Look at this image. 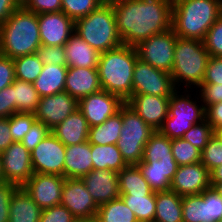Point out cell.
Instances as JSON below:
<instances>
[{"label":"cell","mask_w":222,"mask_h":222,"mask_svg":"<svg viewBox=\"0 0 222 222\" xmlns=\"http://www.w3.org/2000/svg\"><path fill=\"white\" fill-rule=\"evenodd\" d=\"M172 0H120L113 2L123 45L137 46L152 35L171 28Z\"/></svg>","instance_id":"cell-1"},{"label":"cell","mask_w":222,"mask_h":222,"mask_svg":"<svg viewBox=\"0 0 222 222\" xmlns=\"http://www.w3.org/2000/svg\"><path fill=\"white\" fill-rule=\"evenodd\" d=\"M222 15V0H173L171 28L180 38L204 41Z\"/></svg>","instance_id":"cell-2"},{"label":"cell","mask_w":222,"mask_h":222,"mask_svg":"<svg viewBox=\"0 0 222 222\" xmlns=\"http://www.w3.org/2000/svg\"><path fill=\"white\" fill-rule=\"evenodd\" d=\"M137 58L136 47L123 44L100 53L97 69L102 90L117 95L126 102L132 96L133 71Z\"/></svg>","instance_id":"cell-3"},{"label":"cell","mask_w":222,"mask_h":222,"mask_svg":"<svg viewBox=\"0 0 222 222\" xmlns=\"http://www.w3.org/2000/svg\"><path fill=\"white\" fill-rule=\"evenodd\" d=\"M41 46L38 17L25 8H17L0 25V54L11 59L37 53Z\"/></svg>","instance_id":"cell-4"},{"label":"cell","mask_w":222,"mask_h":222,"mask_svg":"<svg viewBox=\"0 0 222 222\" xmlns=\"http://www.w3.org/2000/svg\"><path fill=\"white\" fill-rule=\"evenodd\" d=\"M74 31L99 53L123 44L118 33L112 4H101L89 15L74 21Z\"/></svg>","instance_id":"cell-5"},{"label":"cell","mask_w":222,"mask_h":222,"mask_svg":"<svg viewBox=\"0 0 222 222\" xmlns=\"http://www.w3.org/2000/svg\"><path fill=\"white\" fill-rule=\"evenodd\" d=\"M210 54L204 42L177 37L171 76L177 89L184 83L186 90L202 84ZM192 85V86H191ZM189 87V88H188Z\"/></svg>","instance_id":"cell-6"},{"label":"cell","mask_w":222,"mask_h":222,"mask_svg":"<svg viewBox=\"0 0 222 222\" xmlns=\"http://www.w3.org/2000/svg\"><path fill=\"white\" fill-rule=\"evenodd\" d=\"M179 90L171 95L168 116L158 130L169 139L182 138L193 125L205 120L203 103L198 105L196 101H192L189 90L185 89L184 95H180Z\"/></svg>","instance_id":"cell-7"},{"label":"cell","mask_w":222,"mask_h":222,"mask_svg":"<svg viewBox=\"0 0 222 222\" xmlns=\"http://www.w3.org/2000/svg\"><path fill=\"white\" fill-rule=\"evenodd\" d=\"M122 123L123 127L116 146L127 165H137L143 159L147 141L156 130L126 103L122 106Z\"/></svg>","instance_id":"cell-8"},{"label":"cell","mask_w":222,"mask_h":222,"mask_svg":"<svg viewBox=\"0 0 222 222\" xmlns=\"http://www.w3.org/2000/svg\"><path fill=\"white\" fill-rule=\"evenodd\" d=\"M176 90L169 72L154 68L137 58L133 71L132 95L171 97Z\"/></svg>","instance_id":"cell-9"},{"label":"cell","mask_w":222,"mask_h":222,"mask_svg":"<svg viewBox=\"0 0 222 222\" xmlns=\"http://www.w3.org/2000/svg\"><path fill=\"white\" fill-rule=\"evenodd\" d=\"M177 37L172 28L152 35L135 46L138 58L154 68L171 73Z\"/></svg>","instance_id":"cell-10"},{"label":"cell","mask_w":222,"mask_h":222,"mask_svg":"<svg viewBox=\"0 0 222 222\" xmlns=\"http://www.w3.org/2000/svg\"><path fill=\"white\" fill-rule=\"evenodd\" d=\"M66 146L51 132L31 151L34 173L64 177Z\"/></svg>","instance_id":"cell-11"},{"label":"cell","mask_w":222,"mask_h":222,"mask_svg":"<svg viewBox=\"0 0 222 222\" xmlns=\"http://www.w3.org/2000/svg\"><path fill=\"white\" fill-rule=\"evenodd\" d=\"M60 204L84 222H94L99 208L79 178H65Z\"/></svg>","instance_id":"cell-12"},{"label":"cell","mask_w":222,"mask_h":222,"mask_svg":"<svg viewBox=\"0 0 222 222\" xmlns=\"http://www.w3.org/2000/svg\"><path fill=\"white\" fill-rule=\"evenodd\" d=\"M0 156L4 181L22 187L34 174L31 152L21 142H13Z\"/></svg>","instance_id":"cell-13"},{"label":"cell","mask_w":222,"mask_h":222,"mask_svg":"<svg viewBox=\"0 0 222 222\" xmlns=\"http://www.w3.org/2000/svg\"><path fill=\"white\" fill-rule=\"evenodd\" d=\"M124 104L119 96L100 90L79 100L78 109L84 115L89 127H93L115 115Z\"/></svg>","instance_id":"cell-14"},{"label":"cell","mask_w":222,"mask_h":222,"mask_svg":"<svg viewBox=\"0 0 222 222\" xmlns=\"http://www.w3.org/2000/svg\"><path fill=\"white\" fill-rule=\"evenodd\" d=\"M64 182L60 175L34 173L22 188L43 210L61 203Z\"/></svg>","instance_id":"cell-15"},{"label":"cell","mask_w":222,"mask_h":222,"mask_svg":"<svg viewBox=\"0 0 222 222\" xmlns=\"http://www.w3.org/2000/svg\"><path fill=\"white\" fill-rule=\"evenodd\" d=\"M209 188L210 172L201 162L178 166L170 186L181 197L201 194Z\"/></svg>","instance_id":"cell-16"},{"label":"cell","mask_w":222,"mask_h":222,"mask_svg":"<svg viewBox=\"0 0 222 222\" xmlns=\"http://www.w3.org/2000/svg\"><path fill=\"white\" fill-rule=\"evenodd\" d=\"M78 109V101L66 91L39 99L35 118L50 130Z\"/></svg>","instance_id":"cell-17"},{"label":"cell","mask_w":222,"mask_h":222,"mask_svg":"<svg viewBox=\"0 0 222 222\" xmlns=\"http://www.w3.org/2000/svg\"><path fill=\"white\" fill-rule=\"evenodd\" d=\"M41 45L64 46L75 32L74 21L64 12L37 14Z\"/></svg>","instance_id":"cell-18"},{"label":"cell","mask_w":222,"mask_h":222,"mask_svg":"<svg viewBox=\"0 0 222 222\" xmlns=\"http://www.w3.org/2000/svg\"><path fill=\"white\" fill-rule=\"evenodd\" d=\"M81 179L98 206L120 197L116 171L93 169Z\"/></svg>","instance_id":"cell-19"},{"label":"cell","mask_w":222,"mask_h":222,"mask_svg":"<svg viewBox=\"0 0 222 222\" xmlns=\"http://www.w3.org/2000/svg\"><path fill=\"white\" fill-rule=\"evenodd\" d=\"M170 97L150 94L132 95L125 103L154 130H159L168 116Z\"/></svg>","instance_id":"cell-20"},{"label":"cell","mask_w":222,"mask_h":222,"mask_svg":"<svg viewBox=\"0 0 222 222\" xmlns=\"http://www.w3.org/2000/svg\"><path fill=\"white\" fill-rule=\"evenodd\" d=\"M102 90L97 68L68 67L65 90L77 101Z\"/></svg>","instance_id":"cell-21"},{"label":"cell","mask_w":222,"mask_h":222,"mask_svg":"<svg viewBox=\"0 0 222 222\" xmlns=\"http://www.w3.org/2000/svg\"><path fill=\"white\" fill-rule=\"evenodd\" d=\"M137 166L154 192L169 191L178 168L174 158L141 161Z\"/></svg>","instance_id":"cell-22"},{"label":"cell","mask_w":222,"mask_h":222,"mask_svg":"<svg viewBox=\"0 0 222 222\" xmlns=\"http://www.w3.org/2000/svg\"><path fill=\"white\" fill-rule=\"evenodd\" d=\"M92 163L91 144L88 140L81 144L66 146L64 177L81 179L93 170Z\"/></svg>","instance_id":"cell-23"},{"label":"cell","mask_w":222,"mask_h":222,"mask_svg":"<svg viewBox=\"0 0 222 222\" xmlns=\"http://www.w3.org/2000/svg\"><path fill=\"white\" fill-rule=\"evenodd\" d=\"M51 132L65 145L81 144L88 140L89 125L79 109L71 113Z\"/></svg>","instance_id":"cell-24"},{"label":"cell","mask_w":222,"mask_h":222,"mask_svg":"<svg viewBox=\"0 0 222 222\" xmlns=\"http://www.w3.org/2000/svg\"><path fill=\"white\" fill-rule=\"evenodd\" d=\"M67 67L97 68L100 53L75 32L64 45Z\"/></svg>","instance_id":"cell-25"},{"label":"cell","mask_w":222,"mask_h":222,"mask_svg":"<svg viewBox=\"0 0 222 222\" xmlns=\"http://www.w3.org/2000/svg\"><path fill=\"white\" fill-rule=\"evenodd\" d=\"M42 209L22 188L18 187L11 196L9 222H39Z\"/></svg>","instance_id":"cell-26"},{"label":"cell","mask_w":222,"mask_h":222,"mask_svg":"<svg viewBox=\"0 0 222 222\" xmlns=\"http://www.w3.org/2000/svg\"><path fill=\"white\" fill-rule=\"evenodd\" d=\"M67 66L43 65L42 72L33 82L39 97L51 96L65 90Z\"/></svg>","instance_id":"cell-27"},{"label":"cell","mask_w":222,"mask_h":222,"mask_svg":"<svg viewBox=\"0 0 222 222\" xmlns=\"http://www.w3.org/2000/svg\"><path fill=\"white\" fill-rule=\"evenodd\" d=\"M154 222H183L182 197L171 190L156 192Z\"/></svg>","instance_id":"cell-28"},{"label":"cell","mask_w":222,"mask_h":222,"mask_svg":"<svg viewBox=\"0 0 222 222\" xmlns=\"http://www.w3.org/2000/svg\"><path fill=\"white\" fill-rule=\"evenodd\" d=\"M120 195H150L153 190L137 165H127L118 172Z\"/></svg>","instance_id":"cell-29"},{"label":"cell","mask_w":222,"mask_h":222,"mask_svg":"<svg viewBox=\"0 0 222 222\" xmlns=\"http://www.w3.org/2000/svg\"><path fill=\"white\" fill-rule=\"evenodd\" d=\"M122 123V107L119 112L109 117L102 124L89 127L88 141L90 144L108 145L116 144L120 138Z\"/></svg>","instance_id":"cell-30"},{"label":"cell","mask_w":222,"mask_h":222,"mask_svg":"<svg viewBox=\"0 0 222 222\" xmlns=\"http://www.w3.org/2000/svg\"><path fill=\"white\" fill-rule=\"evenodd\" d=\"M183 222H212L209 210V189L201 194L182 197Z\"/></svg>","instance_id":"cell-31"},{"label":"cell","mask_w":222,"mask_h":222,"mask_svg":"<svg viewBox=\"0 0 222 222\" xmlns=\"http://www.w3.org/2000/svg\"><path fill=\"white\" fill-rule=\"evenodd\" d=\"M93 169L119 172L127 166L116 144L97 145L91 144Z\"/></svg>","instance_id":"cell-32"},{"label":"cell","mask_w":222,"mask_h":222,"mask_svg":"<svg viewBox=\"0 0 222 222\" xmlns=\"http://www.w3.org/2000/svg\"><path fill=\"white\" fill-rule=\"evenodd\" d=\"M94 222H138L134 212L119 197L99 206Z\"/></svg>","instance_id":"cell-33"},{"label":"cell","mask_w":222,"mask_h":222,"mask_svg":"<svg viewBox=\"0 0 222 222\" xmlns=\"http://www.w3.org/2000/svg\"><path fill=\"white\" fill-rule=\"evenodd\" d=\"M13 96L16 113L35 114L40 97L33 83L15 79Z\"/></svg>","instance_id":"cell-34"},{"label":"cell","mask_w":222,"mask_h":222,"mask_svg":"<svg viewBox=\"0 0 222 222\" xmlns=\"http://www.w3.org/2000/svg\"><path fill=\"white\" fill-rule=\"evenodd\" d=\"M120 198L134 212L138 222H154L156 192L150 195H120Z\"/></svg>","instance_id":"cell-35"},{"label":"cell","mask_w":222,"mask_h":222,"mask_svg":"<svg viewBox=\"0 0 222 222\" xmlns=\"http://www.w3.org/2000/svg\"><path fill=\"white\" fill-rule=\"evenodd\" d=\"M15 79L33 83L43 69V63L37 53L19 56L13 59Z\"/></svg>","instance_id":"cell-36"},{"label":"cell","mask_w":222,"mask_h":222,"mask_svg":"<svg viewBox=\"0 0 222 222\" xmlns=\"http://www.w3.org/2000/svg\"><path fill=\"white\" fill-rule=\"evenodd\" d=\"M164 158H174L171 139L156 130L147 141L141 161H158Z\"/></svg>","instance_id":"cell-37"},{"label":"cell","mask_w":222,"mask_h":222,"mask_svg":"<svg viewBox=\"0 0 222 222\" xmlns=\"http://www.w3.org/2000/svg\"><path fill=\"white\" fill-rule=\"evenodd\" d=\"M171 148L178 166L201 162V150L183 138L171 139Z\"/></svg>","instance_id":"cell-38"},{"label":"cell","mask_w":222,"mask_h":222,"mask_svg":"<svg viewBox=\"0 0 222 222\" xmlns=\"http://www.w3.org/2000/svg\"><path fill=\"white\" fill-rule=\"evenodd\" d=\"M101 4L100 0H61L62 12L73 21L89 15Z\"/></svg>","instance_id":"cell-39"},{"label":"cell","mask_w":222,"mask_h":222,"mask_svg":"<svg viewBox=\"0 0 222 222\" xmlns=\"http://www.w3.org/2000/svg\"><path fill=\"white\" fill-rule=\"evenodd\" d=\"M213 135L214 130L205 119L202 122L193 125L186 133H184L182 138L202 151Z\"/></svg>","instance_id":"cell-40"},{"label":"cell","mask_w":222,"mask_h":222,"mask_svg":"<svg viewBox=\"0 0 222 222\" xmlns=\"http://www.w3.org/2000/svg\"><path fill=\"white\" fill-rule=\"evenodd\" d=\"M201 163L208 168L209 172L222 165V142L215 134L201 151Z\"/></svg>","instance_id":"cell-41"},{"label":"cell","mask_w":222,"mask_h":222,"mask_svg":"<svg viewBox=\"0 0 222 222\" xmlns=\"http://www.w3.org/2000/svg\"><path fill=\"white\" fill-rule=\"evenodd\" d=\"M37 121L35 114L15 113L10 116V133L14 142H21L24 135Z\"/></svg>","instance_id":"cell-42"},{"label":"cell","mask_w":222,"mask_h":222,"mask_svg":"<svg viewBox=\"0 0 222 222\" xmlns=\"http://www.w3.org/2000/svg\"><path fill=\"white\" fill-rule=\"evenodd\" d=\"M203 42L210 56L222 57V15L208 30Z\"/></svg>","instance_id":"cell-43"},{"label":"cell","mask_w":222,"mask_h":222,"mask_svg":"<svg viewBox=\"0 0 222 222\" xmlns=\"http://www.w3.org/2000/svg\"><path fill=\"white\" fill-rule=\"evenodd\" d=\"M37 55L44 65L67 66L64 46L41 45L37 50Z\"/></svg>","instance_id":"cell-44"},{"label":"cell","mask_w":222,"mask_h":222,"mask_svg":"<svg viewBox=\"0 0 222 222\" xmlns=\"http://www.w3.org/2000/svg\"><path fill=\"white\" fill-rule=\"evenodd\" d=\"M39 222H79L63 205H55L42 210Z\"/></svg>","instance_id":"cell-45"},{"label":"cell","mask_w":222,"mask_h":222,"mask_svg":"<svg viewBox=\"0 0 222 222\" xmlns=\"http://www.w3.org/2000/svg\"><path fill=\"white\" fill-rule=\"evenodd\" d=\"M49 133L51 130L46 125L36 121L24 135L21 143L31 152Z\"/></svg>","instance_id":"cell-46"},{"label":"cell","mask_w":222,"mask_h":222,"mask_svg":"<svg viewBox=\"0 0 222 222\" xmlns=\"http://www.w3.org/2000/svg\"><path fill=\"white\" fill-rule=\"evenodd\" d=\"M18 188L16 184L0 182V222H9V206L11 196Z\"/></svg>","instance_id":"cell-47"},{"label":"cell","mask_w":222,"mask_h":222,"mask_svg":"<svg viewBox=\"0 0 222 222\" xmlns=\"http://www.w3.org/2000/svg\"><path fill=\"white\" fill-rule=\"evenodd\" d=\"M198 88L200 98L198 96L197 100L201 99L205 108L222 102V84H201Z\"/></svg>","instance_id":"cell-48"},{"label":"cell","mask_w":222,"mask_h":222,"mask_svg":"<svg viewBox=\"0 0 222 222\" xmlns=\"http://www.w3.org/2000/svg\"><path fill=\"white\" fill-rule=\"evenodd\" d=\"M202 84H222V57L210 56Z\"/></svg>","instance_id":"cell-49"},{"label":"cell","mask_w":222,"mask_h":222,"mask_svg":"<svg viewBox=\"0 0 222 222\" xmlns=\"http://www.w3.org/2000/svg\"><path fill=\"white\" fill-rule=\"evenodd\" d=\"M13 91L14 82L0 90V118H8L16 113Z\"/></svg>","instance_id":"cell-50"},{"label":"cell","mask_w":222,"mask_h":222,"mask_svg":"<svg viewBox=\"0 0 222 222\" xmlns=\"http://www.w3.org/2000/svg\"><path fill=\"white\" fill-rule=\"evenodd\" d=\"M24 8L35 14L62 11L61 0H30Z\"/></svg>","instance_id":"cell-51"},{"label":"cell","mask_w":222,"mask_h":222,"mask_svg":"<svg viewBox=\"0 0 222 222\" xmlns=\"http://www.w3.org/2000/svg\"><path fill=\"white\" fill-rule=\"evenodd\" d=\"M15 81L13 59L0 54V90Z\"/></svg>","instance_id":"cell-52"},{"label":"cell","mask_w":222,"mask_h":222,"mask_svg":"<svg viewBox=\"0 0 222 222\" xmlns=\"http://www.w3.org/2000/svg\"><path fill=\"white\" fill-rule=\"evenodd\" d=\"M205 119L213 130L222 127V102L207 106L205 108Z\"/></svg>","instance_id":"cell-53"},{"label":"cell","mask_w":222,"mask_h":222,"mask_svg":"<svg viewBox=\"0 0 222 222\" xmlns=\"http://www.w3.org/2000/svg\"><path fill=\"white\" fill-rule=\"evenodd\" d=\"M209 210L212 222L222 218V197L212 187L209 188Z\"/></svg>","instance_id":"cell-54"},{"label":"cell","mask_w":222,"mask_h":222,"mask_svg":"<svg viewBox=\"0 0 222 222\" xmlns=\"http://www.w3.org/2000/svg\"><path fill=\"white\" fill-rule=\"evenodd\" d=\"M10 133V117L0 118V153L13 143Z\"/></svg>","instance_id":"cell-55"},{"label":"cell","mask_w":222,"mask_h":222,"mask_svg":"<svg viewBox=\"0 0 222 222\" xmlns=\"http://www.w3.org/2000/svg\"><path fill=\"white\" fill-rule=\"evenodd\" d=\"M17 8L13 0H0V25L3 24Z\"/></svg>","instance_id":"cell-56"},{"label":"cell","mask_w":222,"mask_h":222,"mask_svg":"<svg viewBox=\"0 0 222 222\" xmlns=\"http://www.w3.org/2000/svg\"><path fill=\"white\" fill-rule=\"evenodd\" d=\"M220 182H222V165L218 166L210 172V183Z\"/></svg>","instance_id":"cell-57"},{"label":"cell","mask_w":222,"mask_h":222,"mask_svg":"<svg viewBox=\"0 0 222 222\" xmlns=\"http://www.w3.org/2000/svg\"><path fill=\"white\" fill-rule=\"evenodd\" d=\"M211 187L222 197V182L210 183Z\"/></svg>","instance_id":"cell-58"},{"label":"cell","mask_w":222,"mask_h":222,"mask_svg":"<svg viewBox=\"0 0 222 222\" xmlns=\"http://www.w3.org/2000/svg\"><path fill=\"white\" fill-rule=\"evenodd\" d=\"M30 0H13L18 8H24Z\"/></svg>","instance_id":"cell-59"},{"label":"cell","mask_w":222,"mask_h":222,"mask_svg":"<svg viewBox=\"0 0 222 222\" xmlns=\"http://www.w3.org/2000/svg\"><path fill=\"white\" fill-rule=\"evenodd\" d=\"M214 134L220 139L222 142V127H219L218 129L214 130Z\"/></svg>","instance_id":"cell-60"},{"label":"cell","mask_w":222,"mask_h":222,"mask_svg":"<svg viewBox=\"0 0 222 222\" xmlns=\"http://www.w3.org/2000/svg\"><path fill=\"white\" fill-rule=\"evenodd\" d=\"M100 1L104 4H112L113 2H117V1H120V0H100Z\"/></svg>","instance_id":"cell-61"},{"label":"cell","mask_w":222,"mask_h":222,"mask_svg":"<svg viewBox=\"0 0 222 222\" xmlns=\"http://www.w3.org/2000/svg\"><path fill=\"white\" fill-rule=\"evenodd\" d=\"M4 181L3 173H2V166H1V156H0V182Z\"/></svg>","instance_id":"cell-62"}]
</instances>
